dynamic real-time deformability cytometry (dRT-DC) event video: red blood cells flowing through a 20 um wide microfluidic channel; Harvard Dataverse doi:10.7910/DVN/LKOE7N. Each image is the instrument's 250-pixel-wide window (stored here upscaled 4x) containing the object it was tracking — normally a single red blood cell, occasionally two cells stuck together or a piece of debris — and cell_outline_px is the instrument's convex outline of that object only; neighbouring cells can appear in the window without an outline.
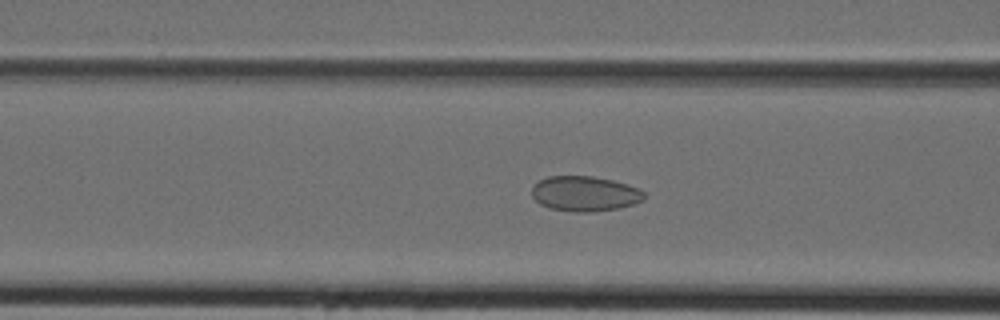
{"species": "Egyptian fruit bat (a non-hibernating species)", "species_latin": "Rousettus aegyptiacus", "temperature_condition": "cold", "stored_images_in_passage": 44, "camera_frame_rate_fps": 3000, "um_per_image_px": 0.085, "animal": {"sex": "female"}, "frame": {"image": 1, "passage_image": 17, "time_ms": 5.333, "image_size_px": [1000, 320], "cell_outline_px": [[644, 200], [620, 208], [592, 212], [572, 212], [548, 208], [540, 204], [532, 196], [532, 184], [548, 176], [592, 176], [612, 180], [628, 184], [640, 188], [644, 192]], "centroid_in_image_um": [49.7, 16.46], "position_along_channel_um": 116.9, "area_um2": 23.24}}
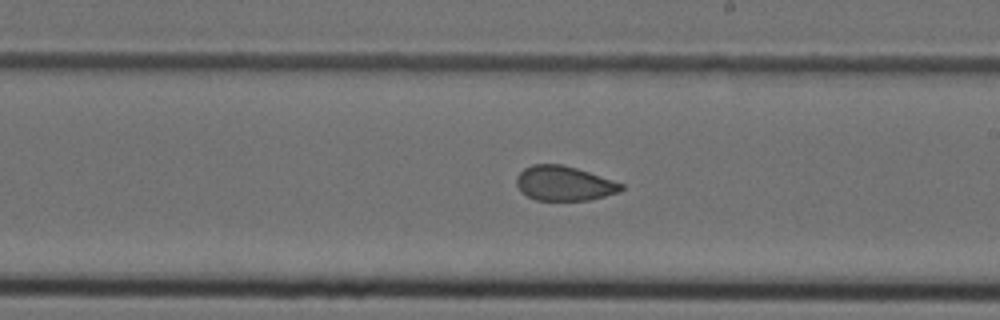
{"frame": {"image": 2, "passage_image": 25, "time_ms": 8.0, "image_size_px": [1000, 320], "cell_outline_px": [[624, 188], [620, 192], [588, 200], [536, 200], [520, 192], [516, 184], [516, 176], [524, 168], [532, 164], [564, 164], [624, 184]], "centroid_in_image_um": [47.92, 15.58], "position_along_channel_um": 241.1, "area_um2": 21.15}}
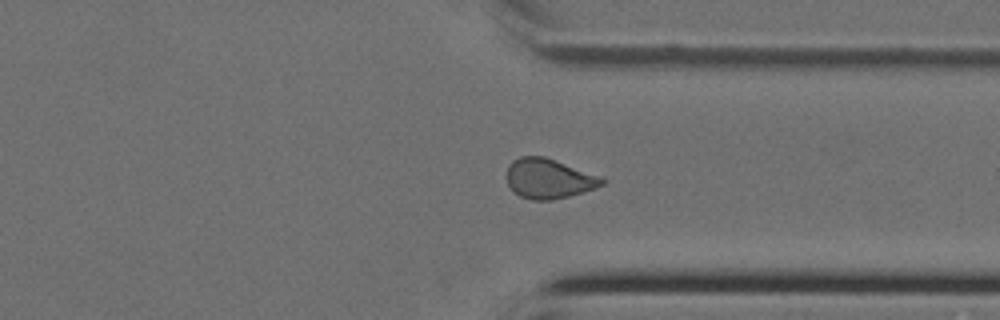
{"frame": {"image": 3, "passage_image": 33, "time_ms": 10.667, "image_size_px": [1000, 320], "cell_outline_px": [[608, 180], [604, 184], [596, 188], [568, 196], [552, 200], [532, 200], [520, 196], [512, 192], [508, 184], [508, 164], [512, 160], [520, 156], [544, 156], [604, 176]], "centroid_in_image_um": [46.69, 15.17], "position_along_channel_um": 364.7, "area_um2": 22.48}}